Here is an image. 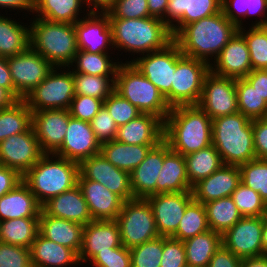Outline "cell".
Masks as SVG:
<instances>
[{
	"label": "cell",
	"mask_w": 267,
	"mask_h": 267,
	"mask_svg": "<svg viewBox=\"0 0 267 267\" xmlns=\"http://www.w3.org/2000/svg\"><path fill=\"white\" fill-rule=\"evenodd\" d=\"M237 31V26L221 10L212 16L185 25L173 40L184 56L211 64Z\"/></svg>",
	"instance_id": "cell-1"
},
{
	"label": "cell",
	"mask_w": 267,
	"mask_h": 267,
	"mask_svg": "<svg viewBox=\"0 0 267 267\" xmlns=\"http://www.w3.org/2000/svg\"><path fill=\"white\" fill-rule=\"evenodd\" d=\"M163 140L183 156L212 145V119L198 105L172 107L164 121Z\"/></svg>",
	"instance_id": "cell-2"
},
{
	"label": "cell",
	"mask_w": 267,
	"mask_h": 267,
	"mask_svg": "<svg viewBox=\"0 0 267 267\" xmlns=\"http://www.w3.org/2000/svg\"><path fill=\"white\" fill-rule=\"evenodd\" d=\"M109 19L114 50L142 56L164 49L173 41L170 28L159 18Z\"/></svg>",
	"instance_id": "cell-3"
},
{
	"label": "cell",
	"mask_w": 267,
	"mask_h": 267,
	"mask_svg": "<svg viewBox=\"0 0 267 267\" xmlns=\"http://www.w3.org/2000/svg\"><path fill=\"white\" fill-rule=\"evenodd\" d=\"M212 145L224 165H241L257 159L252 120L240 112L212 120Z\"/></svg>",
	"instance_id": "cell-4"
},
{
	"label": "cell",
	"mask_w": 267,
	"mask_h": 267,
	"mask_svg": "<svg viewBox=\"0 0 267 267\" xmlns=\"http://www.w3.org/2000/svg\"><path fill=\"white\" fill-rule=\"evenodd\" d=\"M33 19V20H32ZM30 19V48L54 67H70L78 51L75 24Z\"/></svg>",
	"instance_id": "cell-5"
},
{
	"label": "cell",
	"mask_w": 267,
	"mask_h": 267,
	"mask_svg": "<svg viewBox=\"0 0 267 267\" xmlns=\"http://www.w3.org/2000/svg\"><path fill=\"white\" fill-rule=\"evenodd\" d=\"M78 177V163L55 154H44L22 176V181L29 187L37 202L42 206L50 198L76 186Z\"/></svg>",
	"instance_id": "cell-6"
},
{
	"label": "cell",
	"mask_w": 267,
	"mask_h": 267,
	"mask_svg": "<svg viewBox=\"0 0 267 267\" xmlns=\"http://www.w3.org/2000/svg\"><path fill=\"white\" fill-rule=\"evenodd\" d=\"M141 113L152 114L163 122L170 112L165 98L133 63L121 62L116 71L115 89Z\"/></svg>",
	"instance_id": "cell-7"
},
{
	"label": "cell",
	"mask_w": 267,
	"mask_h": 267,
	"mask_svg": "<svg viewBox=\"0 0 267 267\" xmlns=\"http://www.w3.org/2000/svg\"><path fill=\"white\" fill-rule=\"evenodd\" d=\"M121 243L126 248L141 245L159 237L152 207L147 199L124 201L117 218Z\"/></svg>",
	"instance_id": "cell-8"
},
{
	"label": "cell",
	"mask_w": 267,
	"mask_h": 267,
	"mask_svg": "<svg viewBox=\"0 0 267 267\" xmlns=\"http://www.w3.org/2000/svg\"><path fill=\"white\" fill-rule=\"evenodd\" d=\"M59 70L60 67H54L48 76L24 99L32 112L47 109H69L75 96L73 72L70 67H61Z\"/></svg>",
	"instance_id": "cell-9"
},
{
	"label": "cell",
	"mask_w": 267,
	"mask_h": 267,
	"mask_svg": "<svg viewBox=\"0 0 267 267\" xmlns=\"http://www.w3.org/2000/svg\"><path fill=\"white\" fill-rule=\"evenodd\" d=\"M181 55L178 44L173 40L164 49L133 58L125 63H133L157 87L166 103L172 108L173 75L176 70V61Z\"/></svg>",
	"instance_id": "cell-10"
},
{
	"label": "cell",
	"mask_w": 267,
	"mask_h": 267,
	"mask_svg": "<svg viewBox=\"0 0 267 267\" xmlns=\"http://www.w3.org/2000/svg\"><path fill=\"white\" fill-rule=\"evenodd\" d=\"M210 72L207 62L184 56L176 61L172 83V107L197 105L202 94L203 81Z\"/></svg>",
	"instance_id": "cell-11"
},
{
	"label": "cell",
	"mask_w": 267,
	"mask_h": 267,
	"mask_svg": "<svg viewBox=\"0 0 267 267\" xmlns=\"http://www.w3.org/2000/svg\"><path fill=\"white\" fill-rule=\"evenodd\" d=\"M7 63L18 100L25 99L54 69L49 61L30 47L21 54L8 57Z\"/></svg>",
	"instance_id": "cell-12"
},
{
	"label": "cell",
	"mask_w": 267,
	"mask_h": 267,
	"mask_svg": "<svg viewBox=\"0 0 267 267\" xmlns=\"http://www.w3.org/2000/svg\"><path fill=\"white\" fill-rule=\"evenodd\" d=\"M212 120L238 112L236 79L221 77L211 71L205 76L197 104Z\"/></svg>",
	"instance_id": "cell-13"
},
{
	"label": "cell",
	"mask_w": 267,
	"mask_h": 267,
	"mask_svg": "<svg viewBox=\"0 0 267 267\" xmlns=\"http://www.w3.org/2000/svg\"><path fill=\"white\" fill-rule=\"evenodd\" d=\"M78 179H88L99 182L123 201L134 199L131 187L130 173L115 167L101 152L79 164Z\"/></svg>",
	"instance_id": "cell-14"
},
{
	"label": "cell",
	"mask_w": 267,
	"mask_h": 267,
	"mask_svg": "<svg viewBox=\"0 0 267 267\" xmlns=\"http://www.w3.org/2000/svg\"><path fill=\"white\" fill-rule=\"evenodd\" d=\"M44 155L32 126L0 142V165L23 176Z\"/></svg>",
	"instance_id": "cell-15"
},
{
	"label": "cell",
	"mask_w": 267,
	"mask_h": 267,
	"mask_svg": "<svg viewBox=\"0 0 267 267\" xmlns=\"http://www.w3.org/2000/svg\"><path fill=\"white\" fill-rule=\"evenodd\" d=\"M262 229L263 216L242 217L222 235V245L240 259L265 255Z\"/></svg>",
	"instance_id": "cell-16"
},
{
	"label": "cell",
	"mask_w": 267,
	"mask_h": 267,
	"mask_svg": "<svg viewBox=\"0 0 267 267\" xmlns=\"http://www.w3.org/2000/svg\"><path fill=\"white\" fill-rule=\"evenodd\" d=\"M150 203L160 236L171 237L179 226L187 206L194 200L192 191L151 195Z\"/></svg>",
	"instance_id": "cell-17"
},
{
	"label": "cell",
	"mask_w": 267,
	"mask_h": 267,
	"mask_svg": "<svg viewBox=\"0 0 267 267\" xmlns=\"http://www.w3.org/2000/svg\"><path fill=\"white\" fill-rule=\"evenodd\" d=\"M75 30L79 50L108 53L114 48L112 27L107 13L86 12V15L75 23Z\"/></svg>",
	"instance_id": "cell-18"
},
{
	"label": "cell",
	"mask_w": 267,
	"mask_h": 267,
	"mask_svg": "<svg viewBox=\"0 0 267 267\" xmlns=\"http://www.w3.org/2000/svg\"><path fill=\"white\" fill-rule=\"evenodd\" d=\"M69 119L67 109L32 112V128L44 154H54L62 146Z\"/></svg>",
	"instance_id": "cell-19"
},
{
	"label": "cell",
	"mask_w": 267,
	"mask_h": 267,
	"mask_svg": "<svg viewBox=\"0 0 267 267\" xmlns=\"http://www.w3.org/2000/svg\"><path fill=\"white\" fill-rule=\"evenodd\" d=\"M100 151L101 144L97 140L90 122L70 116L62 146L54 154L80 164Z\"/></svg>",
	"instance_id": "cell-20"
},
{
	"label": "cell",
	"mask_w": 267,
	"mask_h": 267,
	"mask_svg": "<svg viewBox=\"0 0 267 267\" xmlns=\"http://www.w3.org/2000/svg\"><path fill=\"white\" fill-rule=\"evenodd\" d=\"M122 245L116 220H93L84 225L79 262H90L99 252L110 251Z\"/></svg>",
	"instance_id": "cell-21"
},
{
	"label": "cell",
	"mask_w": 267,
	"mask_h": 267,
	"mask_svg": "<svg viewBox=\"0 0 267 267\" xmlns=\"http://www.w3.org/2000/svg\"><path fill=\"white\" fill-rule=\"evenodd\" d=\"M213 61L210 71L217 76L239 79L252 71L249 49L238 31Z\"/></svg>",
	"instance_id": "cell-22"
},
{
	"label": "cell",
	"mask_w": 267,
	"mask_h": 267,
	"mask_svg": "<svg viewBox=\"0 0 267 267\" xmlns=\"http://www.w3.org/2000/svg\"><path fill=\"white\" fill-rule=\"evenodd\" d=\"M222 0H169L164 23L174 37L185 25L221 11Z\"/></svg>",
	"instance_id": "cell-23"
},
{
	"label": "cell",
	"mask_w": 267,
	"mask_h": 267,
	"mask_svg": "<svg viewBox=\"0 0 267 267\" xmlns=\"http://www.w3.org/2000/svg\"><path fill=\"white\" fill-rule=\"evenodd\" d=\"M241 183V173L237 165H222L207 178L192 186L193 199L199 203H207L223 197L231 196Z\"/></svg>",
	"instance_id": "cell-24"
},
{
	"label": "cell",
	"mask_w": 267,
	"mask_h": 267,
	"mask_svg": "<svg viewBox=\"0 0 267 267\" xmlns=\"http://www.w3.org/2000/svg\"><path fill=\"white\" fill-rule=\"evenodd\" d=\"M93 220H115L121 211L123 200L99 182L78 179Z\"/></svg>",
	"instance_id": "cell-25"
},
{
	"label": "cell",
	"mask_w": 267,
	"mask_h": 267,
	"mask_svg": "<svg viewBox=\"0 0 267 267\" xmlns=\"http://www.w3.org/2000/svg\"><path fill=\"white\" fill-rule=\"evenodd\" d=\"M163 134L164 122L159 117L141 113L117 128L115 140L129 145H158Z\"/></svg>",
	"instance_id": "cell-26"
},
{
	"label": "cell",
	"mask_w": 267,
	"mask_h": 267,
	"mask_svg": "<svg viewBox=\"0 0 267 267\" xmlns=\"http://www.w3.org/2000/svg\"><path fill=\"white\" fill-rule=\"evenodd\" d=\"M165 157V141L153 147L145 159L130 172L134 198L156 195V182Z\"/></svg>",
	"instance_id": "cell-27"
},
{
	"label": "cell",
	"mask_w": 267,
	"mask_h": 267,
	"mask_svg": "<svg viewBox=\"0 0 267 267\" xmlns=\"http://www.w3.org/2000/svg\"><path fill=\"white\" fill-rule=\"evenodd\" d=\"M41 207L47 215L70 220L82 225L93 221L87 202L78 184L72 189L50 198Z\"/></svg>",
	"instance_id": "cell-28"
},
{
	"label": "cell",
	"mask_w": 267,
	"mask_h": 267,
	"mask_svg": "<svg viewBox=\"0 0 267 267\" xmlns=\"http://www.w3.org/2000/svg\"><path fill=\"white\" fill-rule=\"evenodd\" d=\"M84 225L70 220L39 214V233L46 239L69 247L79 254L82 246Z\"/></svg>",
	"instance_id": "cell-29"
},
{
	"label": "cell",
	"mask_w": 267,
	"mask_h": 267,
	"mask_svg": "<svg viewBox=\"0 0 267 267\" xmlns=\"http://www.w3.org/2000/svg\"><path fill=\"white\" fill-rule=\"evenodd\" d=\"M185 157L165 142V157L156 182V194L191 191Z\"/></svg>",
	"instance_id": "cell-30"
},
{
	"label": "cell",
	"mask_w": 267,
	"mask_h": 267,
	"mask_svg": "<svg viewBox=\"0 0 267 267\" xmlns=\"http://www.w3.org/2000/svg\"><path fill=\"white\" fill-rule=\"evenodd\" d=\"M30 256L33 267H74V265H81L78 254L74 250L50 241L40 233L32 242Z\"/></svg>",
	"instance_id": "cell-31"
},
{
	"label": "cell",
	"mask_w": 267,
	"mask_h": 267,
	"mask_svg": "<svg viewBox=\"0 0 267 267\" xmlns=\"http://www.w3.org/2000/svg\"><path fill=\"white\" fill-rule=\"evenodd\" d=\"M42 207L35 195L22 181L0 197V222L4 220L39 217Z\"/></svg>",
	"instance_id": "cell-32"
},
{
	"label": "cell",
	"mask_w": 267,
	"mask_h": 267,
	"mask_svg": "<svg viewBox=\"0 0 267 267\" xmlns=\"http://www.w3.org/2000/svg\"><path fill=\"white\" fill-rule=\"evenodd\" d=\"M157 145H129L116 140L101 144V154L115 167L131 172Z\"/></svg>",
	"instance_id": "cell-33"
},
{
	"label": "cell",
	"mask_w": 267,
	"mask_h": 267,
	"mask_svg": "<svg viewBox=\"0 0 267 267\" xmlns=\"http://www.w3.org/2000/svg\"><path fill=\"white\" fill-rule=\"evenodd\" d=\"M82 8L85 11L84 0H35L33 14L36 15L33 16L53 22L75 24L82 18Z\"/></svg>",
	"instance_id": "cell-34"
},
{
	"label": "cell",
	"mask_w": 267,
	"mask_h": 267,
	"mask_svg": "<svg viewBox=\"0 0 267 267\" xmlns=\"http://www.w3.org/2000/svg\"><path fill=\"white\" fill-rule=\"evenodd\" d=\"M22 24L0 14V57L16 56L30 47L29 25Z\"/></svg>",
	"instance_id": "cell-35"
},
{
	"label": "cell",
	"mask_w": 267,
	"mask_h": 267,
	"mask_svg": "<svg viewBox=\"0 0 267 267\" xmlns=\"http://www.w3.org/2000/svg\"><path fill=\"white\" fill-rule=\"evenodd\" d=\"M187 265L207 267L212 256L222 245V235L211 229L183 241Z\"/></svg>",
	"instance_id": "cell-36"
},
{
	"label": "cell",
	"mask_w": 267,
	"mask_h": 267,
	"mask_svg": "<svg viewBox=\"0 0 267 267\" xmlns=\"http://www.w3.org/2000/svg\"><path fill=\"white\" fill-rule=\"evenodd\" d=\"M39 234V217L16 218L0 222V242L29 248Z\"/></svg>",
	"instance_id": "cell-37"
},
{
	"label": "cell",
	"mask_w": 267,
	"mask_h": 267,
	"mask_svg": "<svg viewBox=\"0 0 267 267\" xmlns=\"http://www.w3.org/2000/svg\"><path fill=\"white\" fill-rule=\"evenodd\" d=\"M204 207L209 229L221 235L243 217L231 196L207 202Z\"/></svg>",
	"instance_id": "cell-38"
},
{
	"label": "cell",
	"mask_w": 267,
	"mask_h": 267,
	"mask_svg": "<svg viewBox=\"0 0 267 267\" xmlns=\"http://www.w3.org/2000/svg\"><path fill=\"white\" fill-rule=\"evenodd\" d=\"M184 157L186 161L187 176L191 186L198 181L207 178L223 165L220 155L213 145L189 153Z\"/></svg>",
	"instance_id": "cell-39"
},
{
	"label": "cell",
	"mask_w": 267,
	"mask_h": 267,
	"mask_svg": "<svg viewBox=\"0 0 267 267\" xmlns=\"http://www.w3.org/2000/svg\"><path fill=\"white\" fill-rule=\"evenodd\" d=\"M113 59L115 60V58L110 57L109 53H89L78 49L70 67L73 73L93 76H116V71L121 61L118 62V58L117 62H114Z\"/></svg>",
	"instance_id": "cell-40"
},
{
	"label": "cell",
	"mask_w": 267,
	"mask_h": 267,
	"mask_svg": "<svg viewBox=\"0 0 267 267\" xmlns=\"http://www.w3.org/2000/svg\"><path fill=\"white\" fill-rule=\"evenodd\" d=\"M31 126L32 111L24 99L0 109V142L12 135L26 132Z\"/></svg>",
	"instance_id": "cell-41"
},
{
	"label": "cell",
	"mask_w": 267,
	"mask_h": 267,
	"mask_svg": "<svg viewBox=\"0 0 267 267\" xmlns=\"http://www.w3.org/2000/svg\"><path fill=\"white\" fill-rule=\"evenodd\" d=\"M210 230L206 210L203 203L193 200L186 208L177 231L171 236L176 240L185 241Z\"/></svg>",
	"instance_id": "cell-42"
},
{
	"label": "cell",
	"mask_w": 267,
	"mask_h": 267,
	"mask_svg": "<svg viewBox=\"0 0 267 267\" xmlns=\"http://www.w3.org/2000/svg\"><path fill=\"white\" fill-rule=\"evenodd\" d=\"M238 112L251 120L267 118V102L245 78L236 79Z\"/></svg>",
	"instance_id": "cell-43"
},
{
	"label": "cell",
	"mask_w": 267,
	"mask_h": 267,
	"mask_svg": "<svg viewBox=\"0 0 267 267\" xmlns=\"http://www.w3.org/2000/svg\"><path fill=\"white\" fill-rule=\"evenodd\" d=\"M115 77L73 73L75 95L91 96L105 101L114 92Z\"/></svg>",
	"instance_id": "cell-44"
},
{
	"label": "cell",
	"mask_w": 267,
	"mask_h": 267,
	"mask_svg": "<svg viewBox=\"0 0 267 267\" xmlns=\"http://www.w3.org/2000/svg\"><path fill=\"white\" fill-rule=\"evenodd\" d=\"M245 26L238 29L249 49L252 70L267 68V31L262 26Z\"/></svg>",
	"instance_id": "cell-45"
},
{
	"label": "cell",
	"mask_w": 267,
	"mask_h": 267,
	"mask_svg": "<svg viewBox=\"0 0 267 267\" xmlns=\"http://www.w3.org/2000/svg\"><path fill=\"white\" fill-rule=\"evenodd\" d=\"M231 198L243 217H260L267 213V204L260 194L240 183Z\"/></svg>",
	"instance_id": "cell-46"
},
{
	"label": "cell",
	"mask_w": 267,
	"mask_h": 267,
	"mask_svg": "<svg viewBox=\"0 0 267 267\" xmlns=\"http://www.w3.org/2000/svg\"><path fill=\"white\" fill-rule=\"evenodd\" d=\"M241 183L259 193L267 204V160L255 159L239 165Z\"/></svg>",
	"instance_id": "cell-47"
},
{
	"label": "cell",
	"mask_w": 267,
	"mask_h": 267,
	"mask_svg": "<svg viewBox=\"0 0 267 267\" xmlns=\"http://www.w3.org/2000/svg\"><path fill=\"white\" fill-rule=\"evenodd\" d=\"M163 236L130 248L131 267H160Z\"/></svg>",
	"instance_id": "cell-48"
},
{
	"label": "cell",
	"mask_w": 267,
	"mask_h": 267,
	"mask_svg": "<svg viewBox=\"0 0 267 267\" xmlns=\"http://www.w3.org/2000/svg\"><path fill=\"white\" fill-rule=\"evenodd\" d=\"M103 106L114 119L117 127L125 125L141 114L136 106L115 91L103 101Z\"/></svg>",
	"instance_id": "cell-49"
},
{
	"label": "cell",
	"mask_w": 267,
	"mask_h": 267,
	"mask_svg": "<svg viewBox=\"0 0 267 267\" xmlns=\"http://www.w3.org/2000/svg\"><path fill=\"white\" fill-rule=\"evenodd\" d=\"M106 13L109 18L135 19L151 17L147 0H116Z\"/></svg>",
	"instance_id": "cell-50"
},
{
	"label": "cell",
	"mask_w": 267,
	"mask_h": 267,
	"mask_svg": "<svg viewBox=\"0 0 267 267\" xmlns=\"http://www.w3.org/2000/svg\"><path fill=\"white\" fill-rule=\"evenodd\" d=\"M0 267H33L30 249L0 242Z\"/></svg>",
	"instance_id": "cell-51"
},
{
	"label": "cell",
	"mask_w": 267,
	"mask_h": 267,
	"mask_svg": "<svg viewBox=\"0 0 267 267\" xmlns=\"http://www.w3.org/2000/svg\"><path fill=\"white\" fill-rule=\"evenodd\" d=\"M102 106L103 101L101 99L85 95H75L68 110L70 116L90 122Z\"/></svg>",
	"instance_id": "cell-52"
},
{
	"label": "cell",
	"mask_w": 267,
	"mask_h": 267,
	"mask_svg": "<svg viewBox=\"0 0 267 267\" xmlns=\"http://www.w3.org/2000/svg\"><path fill=\"white\" fill-rule=\"evenodd\" d=\"M90 125L100 144L115 140L118 127L104 106L90 121Z\"/></svg>",
	"instance_id": "cell-53"
},
{
	"label": "cell",
	"mask_w": 267,
	"mask_h": 267,
	"mask_svg": "<svg viewBox=\"0 0 267 267\" xmlns=\"http://www.w3.org/2000/svg\"><path fill=\"white\" fill-rule=\"evenodd\" d=\"M187 265L183 241L163 236V253L160 267H183Z\"/></svg>",
	"instance_id": "cell-54"
},
{
	"label": "cell",
	"mask_w": 267,
	"mask_h": 267,
	"mask_svg": "<svg viewBox=\"0 0 267 267\" xmlns=\"http://www.w3.org/2000/svg\"><path fill=\"white\" fill-rule=\"evenodd\" d=\"M88 264L103 267H131L130 249L123 245L110 248V251L99 252Z\"/></svg>",
	"instance_id": "cell-55"
},
{
	"label": "cell",
	"mask_w": 267,
	"mask_h": 267,
	"mask_svg": "<svg viewBox=\"0 0 267 267\" xmlns=\"http://www.w3.org/2000/svg\"><path fill=\"white\" fill-rule=\"evenodd\" d=\"M247 9H249V0H222L221 10L223 14L238 29L243 27L244 22L242 20L246 17Z\"/></svg>",
	"instance_id": "cell-56"
},
{
	"label": "cell",
	"mask_w": 267,
	"mask_h": 267,
	"mask_svg": "<svg viewBox=\"0 0 267 267\" xmlns=\"http://www.w3.org/2000/svg\"><path fill=\"white\" fill-rule=\"evenodd\" d=\"M252 127L256 158L267 160V118L252 120Z\"/></svg>",
	"instance_id": "cell-57"
},
{
	"label": "cell",
	"mask_w": 267,
	"mask_h": 267,
	"mask_svg": "<svg viewBox=\"0 0 267 267\" xmlns=\"http://www.w3.org/2000/svg\"><path fill=\"white\" fill-rule=\"evenodd\" d=\"M241 261L242 259L221 245L212 256L207 267H241Z\"/></svg>",
	"instance_id": "cell-58"
},
{
	"label": "cell",
	"mask_w": 267,
	"mask_h": 267,
	"mask_svg": "<svg viewBox=\"0 0 267 267\" xmlns=\"http://www.w3.org/2000/svg\"><path fill=\"white\" fill-rule=\"evenodd\" d=\"M20 182L22 176L16 170L0 165V197L13 190Z\"/></svg>",
	"instance_id": "cell-59"
},
{
	"label": "cell",
	"mask_w": 267,
	"mask_h": 267,
	"mask_svg": "<svg viewBox=\"0 0 267 267\" xmlns=\"http://www.w3.org/2000/svg\"><path fill=\"white\" fill-rule=\"evenodd\" d=\"M244 78L262 96L263 100L267 102V73L265 70H252Z\"/></svg>",
	"instance_id": "cell-60"
},
{
	"label": "cell",
	"mask_w": 267,
	"mask_h": 267,
	"mask_svg": "<svg viewBox=\"0 0 267 267\" xmlns=\"http://www.w3.org/2000/svg\"><path fill=\"white\" fill-rule=\"evenodd\" d=\"M255 15L260 18L255 22L252 21L251 26H262L267 17V0H249V9H247L245 18L255 17Z\"/></svg>",
	"instance_id": "cell-61"
},
{
	"label": "cell",
	"mask_w": 267,
	"mask_h": 267,
	"mask_svg": "<svg viewBox=\"0 0 267 267\" xmlns=\"http://www.w3.org/2000/svg\"><path fill=\"white\" fill-rule=\"evenodd\" d=\"M35 0H0V9H7L9 11L17 10L31 12L33 15Z\"/></svg>",
	"instance_id": "cell-62"
},
{
	"label": "cell",
	"mask_w": 267,
	"mask_h": 267,
	"mask_svg": "<svg viewBox=\"0 0 267 267\" xmlns=\"http://www.w3.org/2000/svg\"><path fill=\"white\" fill-rule=\"evenodd\" d=\"M0 86L8 89L15 96V88L7 63V58L0 57Z\"/></svg>",
	"instance_id": "cell-63"
},
{
	"label": "cell",
	"mask_w": 267,
	"mask_h": 267,
	"mask_svg": "<svg viewBox=\"0 0 267 267\" xmlns=\"http://www.w3.org/2000/svg\"><path fill=\"white\" fill-rule=\"evenodd\" d=\"M168 2L169 0H147L150 16L164 20Z\"/></svg>",
	"instance_id": "cell-64"
},
{
	"label": "cell",
	"mask_w": 267,
	"mask_h": 267,
	"mask_svg": "<svg viewBox=\"0 0 267 267\" xmlns=\"http://www.w3.org/2000/svg\"><path fill=\"white\" fill-rule=\"evenodd\" d=\"M116 0H84L86 12L106 13ZM93 7V8H92Z\"/></svg>",
	"instance_id": "cell-65"
},
{
	"label": "cell",
	"mask_w": 267,
	"mask_h": 267,
	"mask_svg": "<svg viewBox=\"0 0 267 267\" xmlns=\"http://www.w3.org/2000/svg\"><path fill=\"white\" fill-rule=\"evenodd\" d=\"M18 99L6 88L0 86V109L12 106Z\"/></svg>",
	"instance_id": "cell-66"
},
{
	"label": "cell",
	"mask_w": 267,
	"mask_h": 267,
	"mask_svg": "<svg viewBox=\"0 0 267 267\" xmlns=\"http://www.w3.org/2000/svg\"><path fill=\"white\" fill-rule=\"evenodd\" d=\"M241 267H267V254L242 259Z\"/></svg>",
	"instance_id": "cell-67"
},
{
	"label": "cell",
	"mask_w": 267,
	"mask_h": 267,
	"mask_svg": "<svg viewBox=\"0 0 267 267\" xmlns=\"http://www.w3.org/2000/svg\"><path fill=\"white\" fill-rule=\"evenodd\" d=\"M262 246L267 254V213L263 215Z\"/></svg>",
	"instance_id": "cell-68"
},
{
	"label": "cell",
	"mask_w": 267,
	"mask_h": 267,
	"mask_svg": "<svg viewBox=\"0 0 267 267\" xmlns=\"http://www.w3.org/2000/svg\"><path fill=\"white\" fill-rule=\"evenodd\" d=\"M262 27L267 31V17H266L265 22L262 25Z\"/></svg>",
	"instance_id": "cell-69"
},
{
	"label": "cell",
	"mask_w": 267,
	"mask_h": 267,
	"mask_svg": "<svg viewBox=\"0 0 267 267\" xmlns=\"http://www.w3.org/2000/svg\"><path fill=\"white\" fill-rule=\"evenodd\" d=\"M91 266H92V267H103V266H97V265H93V264H92Z\"/></svg>",
	"instance_id": "cell-70"
},
{
	"label": "cell",
	"mask_w": 267,
	"mask_h": 267,
	"mask_svg": "<svg viewBox=\"0 0 267 267\" xmlns=\"http://www.w3.org/2000/svg\"><path fill=\"white\" fill-rule=\"evenodd\" d=\"M183 267H194V266H190V265H185V266H183Z\"/></svg>",
	"instance_id": "cell-71"
}]
</instances>
